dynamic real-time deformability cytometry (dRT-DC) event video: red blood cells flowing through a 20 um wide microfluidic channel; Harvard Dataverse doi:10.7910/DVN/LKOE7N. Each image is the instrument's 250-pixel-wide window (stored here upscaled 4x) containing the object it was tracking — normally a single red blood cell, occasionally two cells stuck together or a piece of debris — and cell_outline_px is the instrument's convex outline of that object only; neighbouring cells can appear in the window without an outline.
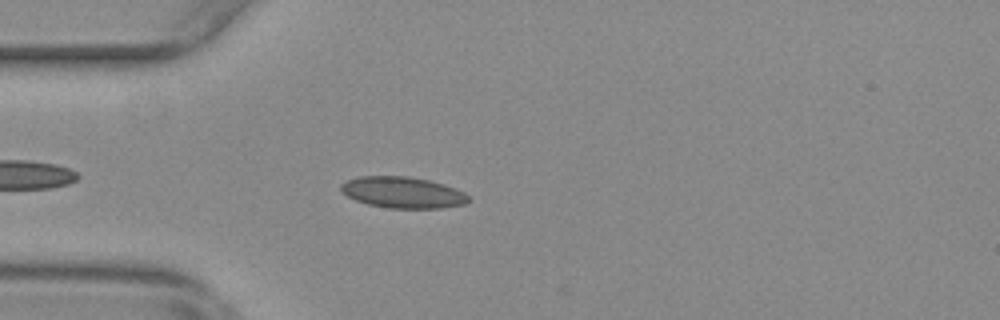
{"species": "common noctule bat (a hibernating species)", "species_latin": "Nyctalus noctula", "temperature_condition": "warm", "stored_images_in_passage": 40, "camera_frame_rate_fps": 3000, "um_per_image_px": 0.085, "animal": {"sex": "female", "body_mass_g": 29.2, "forearm_length_mm": 56.3}, "frame": {"image": 1, "passage_image": 5, "time_ms": 1.333, "image_size_px": [1000, 320], "cell_outline_px": [[472, 200], [464, 204], [440, 208], [388, 208], [368, 204], [356, 200], [348, 196], [340, 188], [340, 184], [348, 180], [360, 176], [408, 176], [428, 180], [444, 184], [456, 188], [464, 192]], "centroid_in_image_um": [34.26, 16.36], "position_along_channel_um": 50.7, "area_um2": 23.18}}
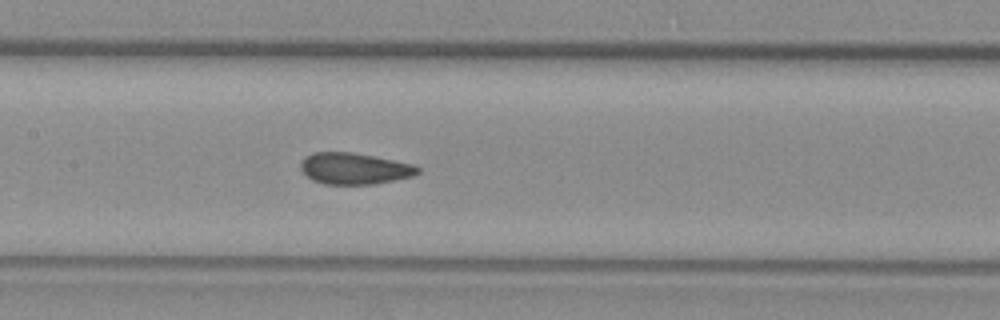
{"frame": {"image": 2, "passage_image": 16, "time_ms": 5.0, "image_size_px": [1000, 320], "cell_outline_px": [[420, 172], [412, 176], [372, 184], [324, 184], [312, 180], [300, 168], [300, 164], [304, 156], [312, 152], [352, 152], [412, 164], [420, 168]], "centroid_in_image_um": [30.08, 14.32], "position_along_channel_um": 177.3, "area_um2": 21.21}}
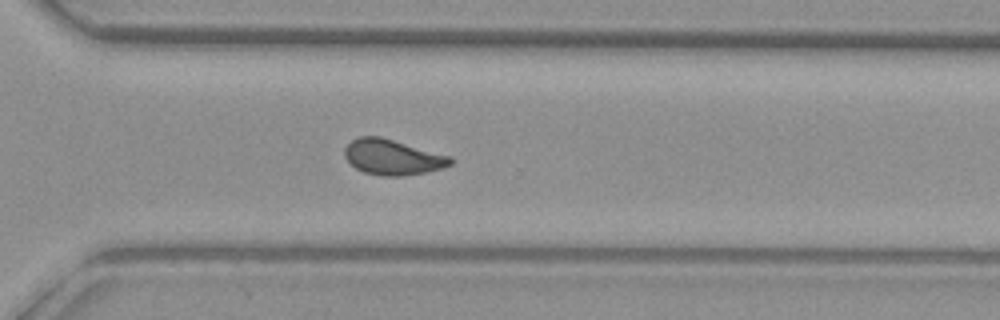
{"frame": {"image": 3, "passage_image": 29, "time_ms": 9.333, "image_size_px": [1000, 320], "cell_outline_px": [[452, 164], [428, 172], [404, 176], [380, 176], [364, 172], [356, 168], [344, 156], [344, 148], [352, 140], [360, 136], [380, 136], [452, 156]], "centroid_in_image_um": [33.38, 13.36], "position_along_channel_um": 337.2, "area_um2": 21.91}, "authors_computed_cell_mechanics": {"area_um2": 21.7906, "velocity_mm_per_s": 3.6989, "shape_relaxation_time_tau1_ms": null, "shape_relaxation_time_tau2_ms": 1.0557, "deformation_change_tau1": null, "deformation_change_tau2": 0.0456}}